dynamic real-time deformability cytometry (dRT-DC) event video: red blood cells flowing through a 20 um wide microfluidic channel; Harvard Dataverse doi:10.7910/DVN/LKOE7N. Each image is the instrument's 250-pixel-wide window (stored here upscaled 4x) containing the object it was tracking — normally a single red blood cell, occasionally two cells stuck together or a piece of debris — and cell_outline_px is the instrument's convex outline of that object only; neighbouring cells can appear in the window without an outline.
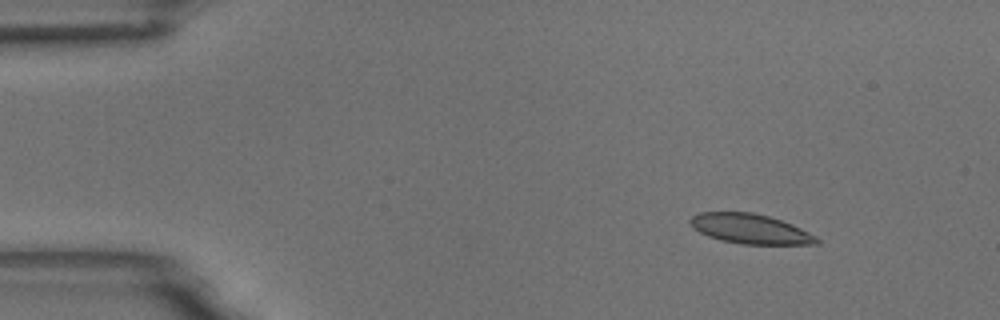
{"species": "common noctule bat (a hibernating species)", "species_latin": "Nyctalus noctula", "temperature_condition": "room temperature", "stored_images_in_passage": 59, "camera_frame_rate_fps": 3000, "um_per_image_px": 0.085, "animal": {"sex": "male", "body_mass_g": 18.8}, "frame": {"image": 1, "passage_image": 7, "time_ms": 2.0, "image_size_px": [1000, 320], "cell_outline_px": [[820, 244], [744, 244], [720, 240], [708, 236], [692, 228], [688, 224], [688, 220], [692, 216], [700, 212], [752, 212], [768, 216], [792, 224], [816, 236], [820, 240]], "centroid_in_image_um": [63.74, 19.45], "position_along_channel_um": 21.3, "area_um2": 21.96}}
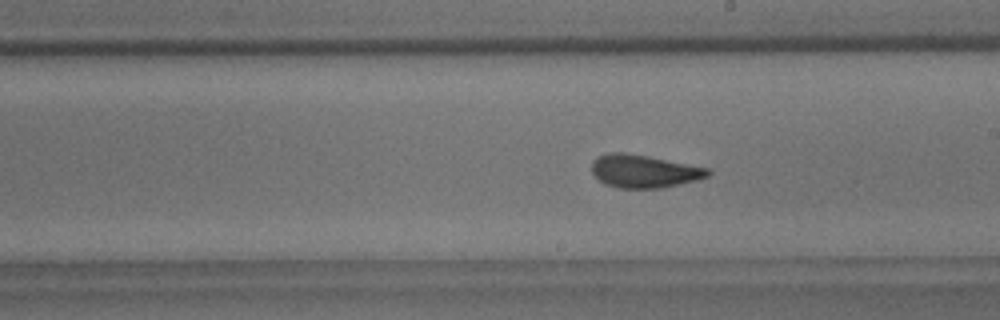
{"frame": {"image": 2, "passage_image": 33, "time_ms": 10.667, "image_size_px": [1000, 320], "cell_outline_px": [[712, 172], [708, 176], [696, 180], [680, 184], [660, 188], [620, 188], [604, 184], [592, 172], [592, 160], [596, 156], [608, 152], [624, 152], [648, 156], [708, 168]], "centroid_in_image_um": [54.71, 14.54], "position_along_channel_um": 234.3, "area_um2": 22.31}}
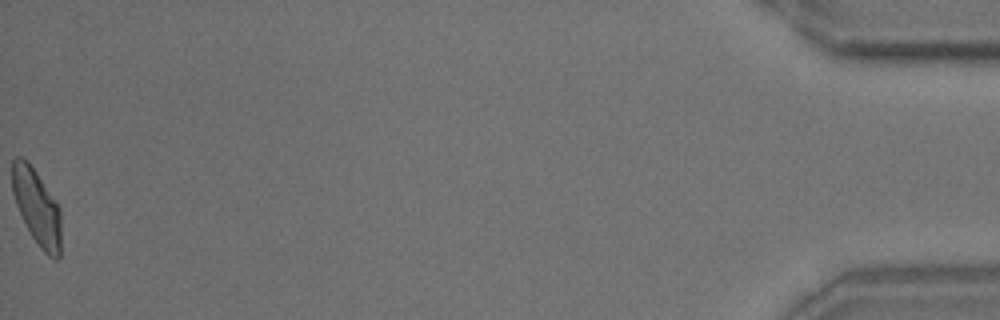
{"frame": {"image": 3, "passage_image": 59, "time_ms": 19.333, "image_size_px": [1000, 320], "cell_outline_px": [[60, 256], [56, 260], [48, 256], [40, 248], [32, 236], [16, 204], [12, 192], [12, 160], [16, 156], [20, 156], [28, 160], [56, 200], [60, 208]], "centroid_in_image_um": [3.13, 17.57], "position_along_channel_um": 432.1, "area_um2": 21.56}, "authors_computed_cell_mechanics": {"area_um2": 22.0218, "velocity_mm_per_s": 3.437, "shape_relaxation_time_tau1_ms": 6.9476, "shape_relaxation_time_tau2_ms": 1.5155, "deformation_change_tau1": 0.1623, "deformation_change_tau2": 0.0647}}